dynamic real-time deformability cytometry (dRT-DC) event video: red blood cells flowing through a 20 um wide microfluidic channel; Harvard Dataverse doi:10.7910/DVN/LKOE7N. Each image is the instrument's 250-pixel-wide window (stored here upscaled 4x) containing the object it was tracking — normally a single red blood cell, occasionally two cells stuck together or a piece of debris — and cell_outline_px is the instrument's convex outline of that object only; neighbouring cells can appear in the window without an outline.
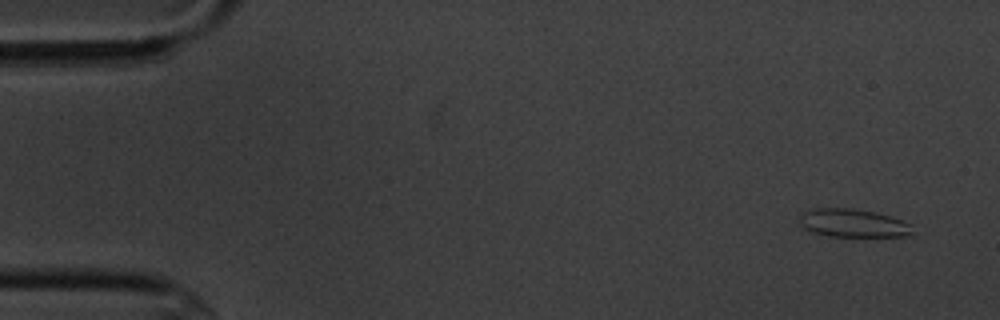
{"species": "common noctule bat (a hibernating species)", "species_latin": "Nyctalus noctula", "temperature_condition": "cold", "stored_images_in_passage": 5, "camera_frame_rate_fps": 3000, "um_per_image_px": 0.085, "animal": {"sex": "male", "body_mass_g": 20.1, "forearm_length_mm": 53.5}, "frame": {"image": 1, "passage_image": 1, "time_ms": 0.0, "image_size_px": [1000, 320], "cell_outline_px": [[912, 236], [828, 236], [812, 232], [800, 228], [800, 216], [804, 212], [816, 208], [848, 208], [876, 212], [912, 224]], "centroid_in_image_um": [72.49, 18.97], "position_along_channel_um": 12.5, "area_um2": 18.55}}